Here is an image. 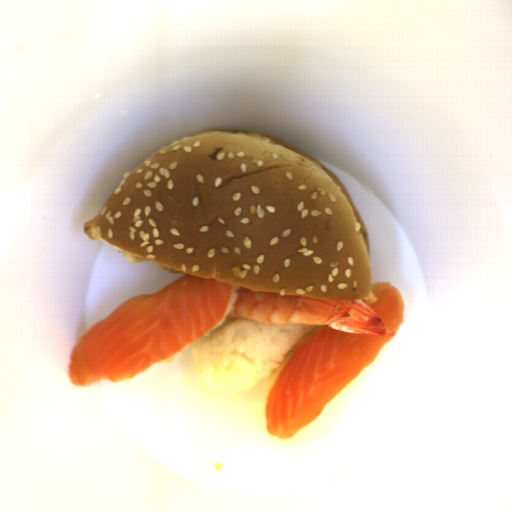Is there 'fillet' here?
<instances>
[{
    "mask_svg": "<svg viewBox=\"0 0 512 512\" xmlns=\"http://www.w3.org/2000/svg\"><path fill=\"white\" fill-rule=\"evenodd\" d=\"M232 292L229 282L185 273L128 298L76 341L68 363L73 386L131 379L174 356L221 322Z\"/></svg>",
    "mask_w": 512,
    "mask_h": 512,
    "instance_id": "obj_1",
    "label": "fillet"
},
{
    "mask_svg": "<svg viewBox=\"0 0 512 512\" xmlns=\"http://www.w3.org/2000/svg\"><path fill=\"white\" fill-rule=\"evenodd\" d=\"M392 338L333 330L327 324L302 338L268 394L269 434L290 439L317 420Z\"/></svg>",
    "mask_w": 512,
    "mask_h": 512,
    "instance_id": "obj_2",
    "label": "fillet"
},
{
    "mask_svg": "<svg viewBox=\"0 0 512 512\" xmlns=\"http://www.w3.org/2000/svg\"><path fill=\"white\" fill-rule=\"evenodd\" d=\"M371 291L375 300L368 304L393 334L400 330L405 316V301L390 282H374Z\"/></svg>",
    "mask_w": 512,
    "mask_h": 512,
    "instance_id": "obj_3",
    "label": "fillet"
}]
</instances>
